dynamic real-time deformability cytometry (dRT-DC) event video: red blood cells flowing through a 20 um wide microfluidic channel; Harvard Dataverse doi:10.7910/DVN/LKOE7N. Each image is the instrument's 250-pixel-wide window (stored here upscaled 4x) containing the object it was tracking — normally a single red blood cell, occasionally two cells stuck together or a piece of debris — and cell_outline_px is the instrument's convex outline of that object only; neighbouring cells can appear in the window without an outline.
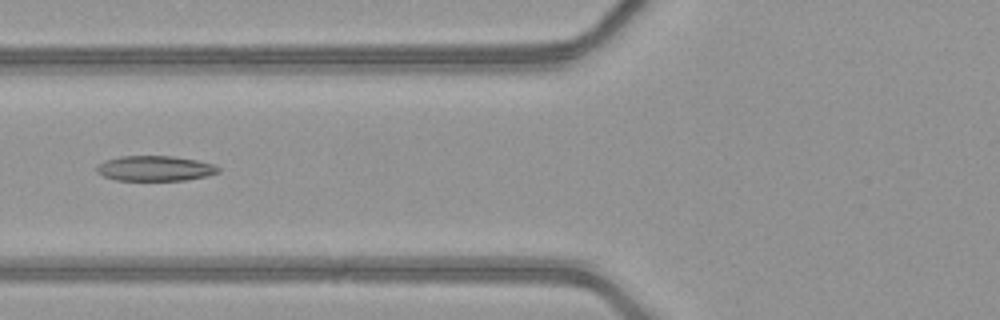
{"species": "common noctule bat (a hibernating species)", "species_latin": "Nyctalus noctula", "temperature_condition": "warm", "stored_images_in_passage": 51, "camera_frame_rate_fps": 3000, "um_per_image_px": 0.085, "animal": {"sex": "female", "body_mass_g": 21.9}, "frame": {"image": 1, "passage_image": 22, "time_ms": 7.0, "image_size_px": [1000, 320], "cell_outline_px": [[220, 172], [208, 176], [184, 180], [116, 180], [104, 176], [96, 172], [96, 168], [104, 160], [120, 156], [172, 156], [196, 160], [212, 164], [220, 168]], "centroid_in_image_um": [13.18, 14.31], "position_along_channel_um": 112.6, "area_um2": 17.8}}
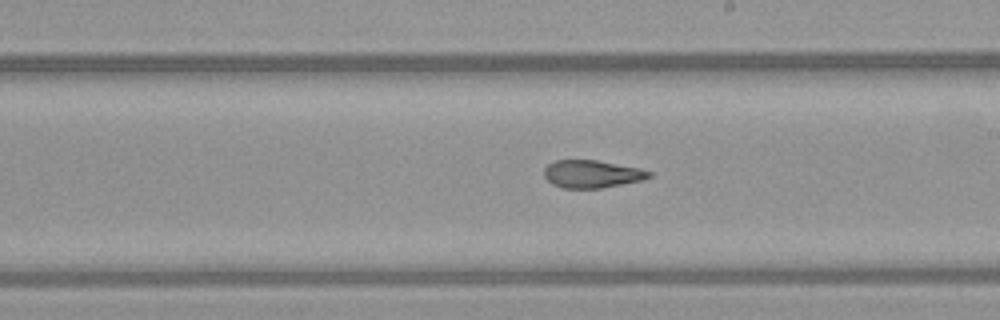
{"frame": {"image": 2, "passage_image": 31, "time_ms": 10.0, "image_size_px": [1000, 320], "cell_outline_px": [[652, 176], [644, 180], [600, 188], [564, 188], [552, 184], [544, 176], [544, 168], [548, 164], [556, 160], [596, 160], [640, 168], [652, 172]], "centroid_in_image_um": [50.33, 14.79], "position_along_channel_um": 238.7, "area_um2": 16.94}}
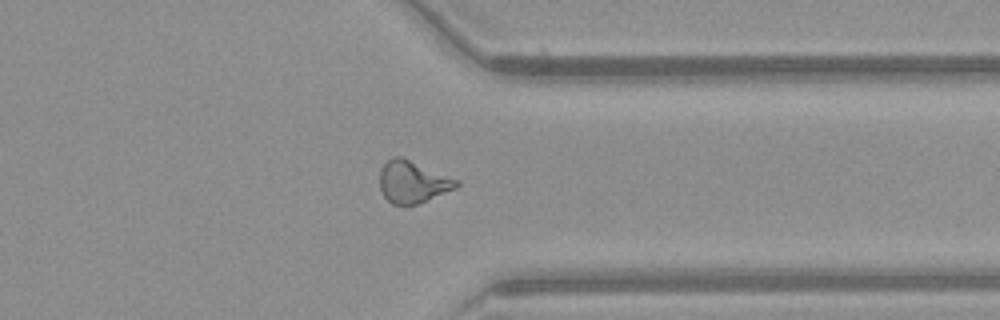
{"frame": {"image": 3, "passage_image": 41, "time_ms": 13.333, "image_size_px": [1000, 320], "cell_outline_px": [[460, 184], [456, 188], [408, 208], [392, 204], [384, 196], [380, 188], [380, 168], [392, 156], [400, 156], [460, 180]], "centroid_in_image_um": [35.07, 15.49], "position_along_channel_um": 376.3, "area_um2": 19.07}, "authors_computed_cell_mechanics": {"area_um2": 18.9584, "velocity_mm_per_s": 4.1848, "shape_relaxation_time_tau1_ms": 11.0802, "shape_relaxation_time_tau2_ms": 1.8783, "deformation_change_tau1": 0.2977, "deformation_change_tau2": 0.107}}